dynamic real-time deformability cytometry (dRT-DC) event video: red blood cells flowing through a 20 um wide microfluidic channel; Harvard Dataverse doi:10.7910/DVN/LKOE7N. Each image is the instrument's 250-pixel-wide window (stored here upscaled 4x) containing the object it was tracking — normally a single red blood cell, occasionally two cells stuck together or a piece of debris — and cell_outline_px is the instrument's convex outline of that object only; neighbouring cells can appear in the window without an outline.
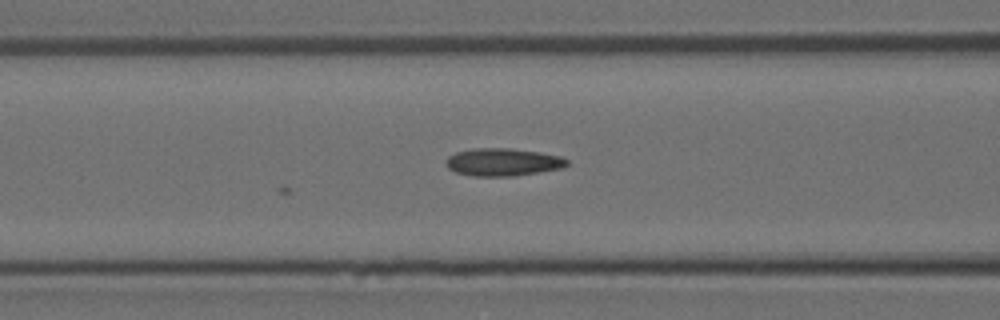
{"species": "Egyptian fruit bat (a non-hibernating species)", "species_latin": "Rousettus aegyptiacus", "temperature_condition": "room temperature", "stored_images_in_passage": 6, "camera_frame_rate_fps": 3000, "um_per_image_px": 0.085, "animal": {"sex": "female"}, "frame": {"image": 1, "passage_image": 6, "time_ms": 1.667, "image_size_px": [1000, 320], "cell_outline_px": [[568, 164], [564, 168], [512, 176], [472, 176], [456, 172], [448, 168], [444, 164], [448, 156], [456, 152], [476, 148], [508, 148], [540, 152], [560, 156], [568, 160]], "centroid_in_image_um": [42.74, 13.78], "position_along_channel_um": 123.9, "area_um2": 19.54}}